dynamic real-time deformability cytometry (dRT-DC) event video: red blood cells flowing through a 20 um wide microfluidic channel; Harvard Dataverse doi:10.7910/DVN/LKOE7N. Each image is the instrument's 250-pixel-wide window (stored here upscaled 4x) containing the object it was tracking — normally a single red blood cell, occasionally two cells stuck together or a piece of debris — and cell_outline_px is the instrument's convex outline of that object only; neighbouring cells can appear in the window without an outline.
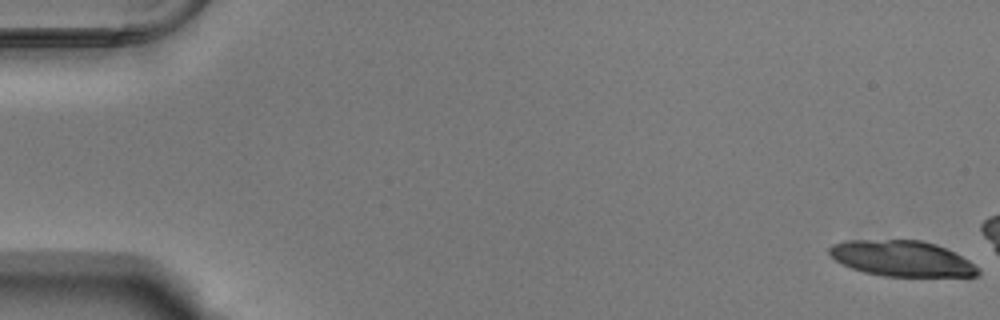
{"species": "Egyptian fruit bat (a non-hibernating species)", "species_latin": "Rousettus aegyptiacus", "temperature_condition": "warm", "stored_images_in_passage": 16, "camera_frame_rate_fps": 3000, "um_per_image_px": 0.085, "animal": {"sex": "male"}, "frame": {"image": 1, "passage_image": 1, "time_ms": 0.0, "image_size_px": [1000, 320], "cell_outline_px": [[980, 272], [976, 276], [884, 276], [864, 272], [852, 268], [836, 260], [828, 252], [828, 248], [832, 244], [844, 240], [920, 240], [936, 244], [968, 260], [980, 268]], "centroid_in_image_um": [76.64, 21.97], "position_along_channel_um": 8.4, "area_um2": 30.69}}